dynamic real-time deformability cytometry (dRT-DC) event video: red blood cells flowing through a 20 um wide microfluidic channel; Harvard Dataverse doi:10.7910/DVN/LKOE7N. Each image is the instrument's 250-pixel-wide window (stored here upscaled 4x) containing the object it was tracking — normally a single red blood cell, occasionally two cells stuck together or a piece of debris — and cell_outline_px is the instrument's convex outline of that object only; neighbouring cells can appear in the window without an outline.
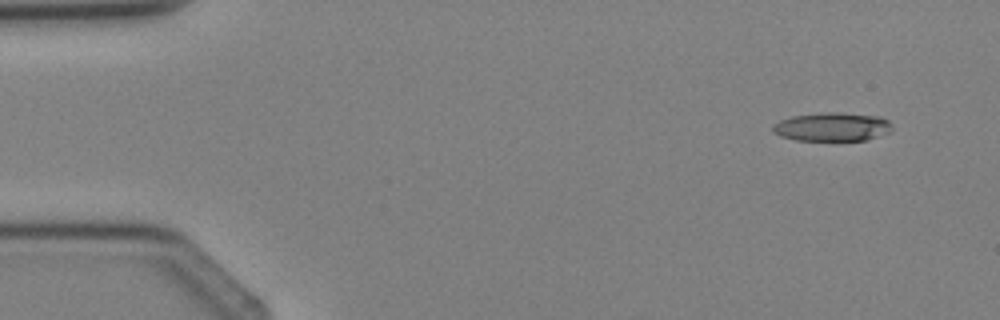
{"species": "Egyptian fruit bat (a non-hibernating species)", "species_latin": "Rousettus aegyptiacus", "temperature_condition": "cold", "stored_images_in_passage": 3, "camera_frame_rate_fps": 3000, "um_per_image_px": 0.085, "animal": {"sex": "female"}, "frame": {"image": 1, "passage_image": 1, "time_ms": 0.0, "image_size_px": [1000, 320], "cell_outline_px": [[892, 132], [864, 140], [796, 140], [780, 136], [772, 132], [772, 124], [780, 120], [792, 116], [828, 112], [840, 112], [880, 116], [888, 120], [892, 124]], "centroid_in_image_um": [70.74, 10.77], "position_along_channel_um": 14.3, "area_um2": 20.06}}